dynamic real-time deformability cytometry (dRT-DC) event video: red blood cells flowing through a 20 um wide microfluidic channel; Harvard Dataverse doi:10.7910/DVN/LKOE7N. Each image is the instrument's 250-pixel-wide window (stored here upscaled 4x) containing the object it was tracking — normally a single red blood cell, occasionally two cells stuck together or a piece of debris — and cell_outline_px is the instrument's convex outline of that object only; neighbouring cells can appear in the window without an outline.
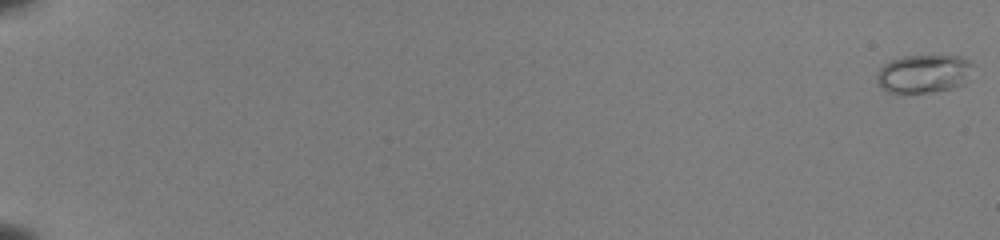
{"species": "common noctule bat (a hibernating species)", "species_latin": "Nyctalus noctula", "temperature_condition": "room temperature", "stored_images_in_passage": 55, "camera_frame_rate_fps": 3000, "um_per_image_px": 0.085, "animal": {"sex": "female", "body_mass_g": 22.0, "forearm_length_mm": 56.7}, "frame": {"image": 1, "passage_image": 1, "time_ms": 0.0, "image_size_px": [1000, 240], "cell_outline_px": [[976, 64], [964, 84], [952, 88], [932, 92], [900, 96], [888, 92], [880, 88], [876, 80], [876, 76], [880, 68], [884, 64], [900, 56], [964, 56], [972, 60]], "centroid_in_image_um": [78.52, 6.3], "position_along_channel_um": 6.5, "area_um2": 22.43}}
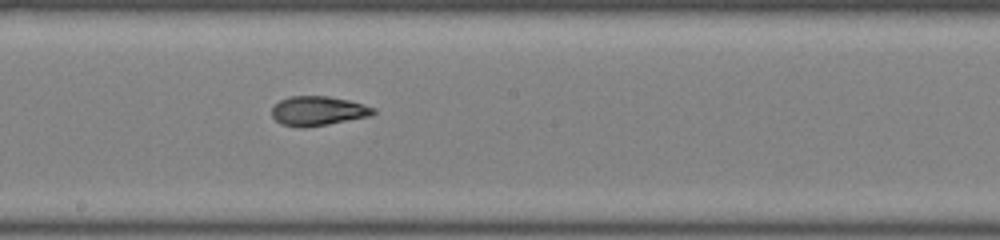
{"frame": {"image": 2, "passage_image": 34, "time_ms": 11.0, "image_size_px": [1000, 240], "cell_outline_px": [[376, 112], [372, 116], [328, 124], [304, 128], [300, 128], [280, 124], [272, 116], [272, 108], [280, 100], [288, 96], [328, 96], [348, 100], [376, 108]], "centroid_in_image_um": [27.04, 9.43], "position_along_channel_um": 221.2, "area_um2": 17.51}}
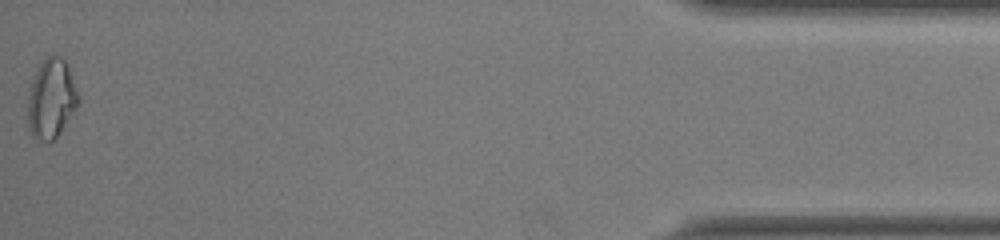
{"frame": {"image": 3, "passage_image": 55, "time_ms": 18.0, "image_size_px": [1000, 240], "cell_outline_px": [[80, 100], [56, 136], [48, 144], [32, 136], [28, 128], [28, 96], [36, 72], [40, 64], [48, 56], [60, 56], [64, 60], [68, 68], [80, 96]], "centroid_in_image_um": [4.35, 8.41], "position_along_channel_um": 430.9, "area_um2": 22.77}, "authors_computed_cell_mechanics": {"area_um2": 18.207, "velocity_mm_per_s": 3.9896, "shape_relaxation_time_tau1_ms": 7.7711, "shape_relaxation_time_tau2_ms": 1.5391, "deformation_change_tau1": 0.2691, "deformation_change_tau2": 0.0698}}